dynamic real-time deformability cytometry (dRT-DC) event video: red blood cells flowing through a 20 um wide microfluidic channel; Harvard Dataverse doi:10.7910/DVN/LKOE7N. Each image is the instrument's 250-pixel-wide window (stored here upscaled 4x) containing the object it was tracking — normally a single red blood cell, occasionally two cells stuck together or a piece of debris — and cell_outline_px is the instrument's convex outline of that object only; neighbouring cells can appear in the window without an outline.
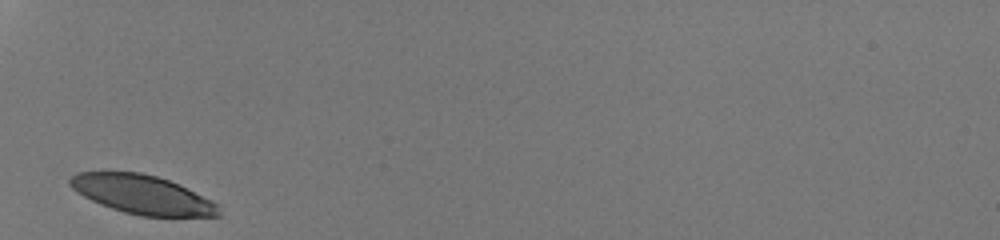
{"species": "human", "species_latin": "Homo sapiens", "temperature_condition": "room temperature", "stored_images_in_passage": 25, "camera_frame_rate_fps": 3000, "um_per_image_px": 0.085, "donor": {"sex": "male"}, "frame": {"image": 1, "passage_image": 1, "time_ms": 0.0, "image_size_px": [1000, 240], "cell_outline_px": [[224, 216], [140, 216], [124, 212], [100, 204], [84, 196], [72, 188], [68, 184], [68, 180], [76, 172], [140, 172], [156, 176], [168, 180], [212, 200], [220, 204]], "centroid_in_image_um": [12.13, 16.55], "position_along_channel_um": 72.9, "area_um2": 33.64}}
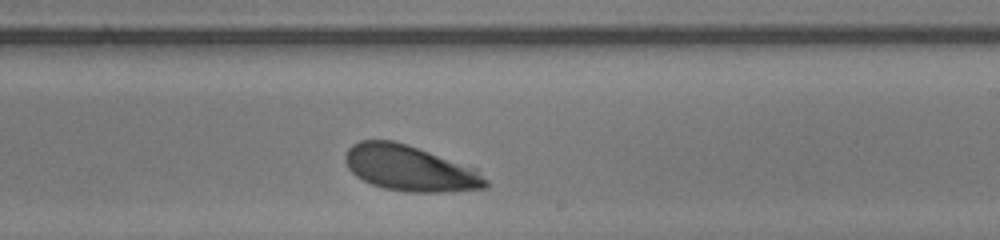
{"frame": {"image": 2, "passage_image": 15, "time_ms": 4.667, "image_size_px": [1000, 240], "cell_outline_px": [[488, 188], [444, 192], [408, 192], [384, 188], [372, 184], [356, 176], [348, 168], [344, 160], [344, 156], [348, 148], [352, 144], [360, 140], [392, 140], [476, 168], [488, 180]], "centroid_in_image_um": [34.84, 14.32], "position_along_channel_um": 254.2, "area_um2": 37.17}}
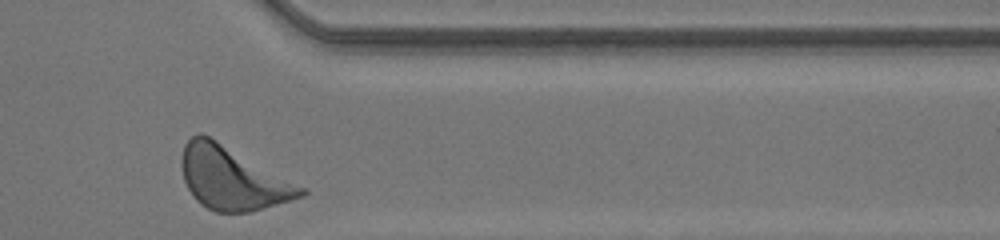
{"frame": {"image": 3, "passage_image": 25, "time_ms": 8.0, "image_size_px": [1000, 240], "cell_outline_px": [[308, 192], [304, 196], [252, 212], [216, 212], [200, 204], [192, 196], [184, 180], [180, 164], [184, 144], [196, 132], [200, 132], [208, 136], [308, 188]], "centroid_in_image_um": [19.77, 15.16], "position_along_channel_um": 391.6, "area_um2": 43.81}, "authors_computed_cell_mechanics": {"area_um2": 37.4544, "velocity_mm_per_s": 4.1411, "shape_relaxation_time_tau1_ms": 1.7128, "shape_relaxation_time_tau2_ms": null, "deformation_change_tau1": 0.1095, "deformation_change_tau2": null}}